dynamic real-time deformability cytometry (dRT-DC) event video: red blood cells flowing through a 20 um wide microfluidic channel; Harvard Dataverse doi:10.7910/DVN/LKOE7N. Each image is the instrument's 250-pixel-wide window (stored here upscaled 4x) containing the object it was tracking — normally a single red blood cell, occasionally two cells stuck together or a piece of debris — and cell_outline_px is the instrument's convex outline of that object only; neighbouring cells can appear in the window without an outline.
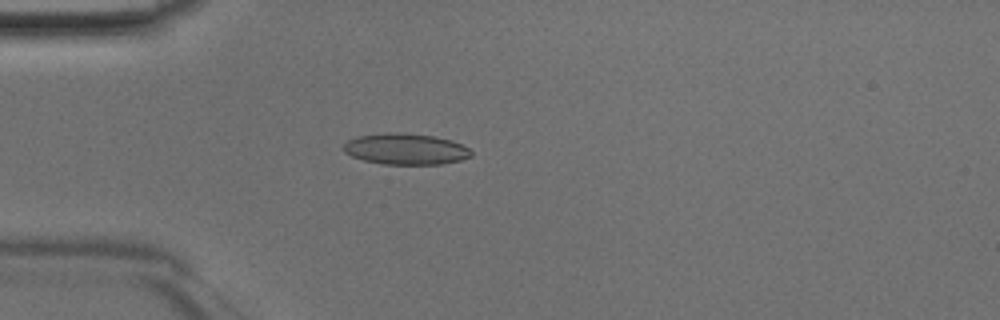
{"species": "Egyptian fruit bat (a non-hibernating species)", "species_latin": "Rousettus aegyptiacus", "temperature_condition": "room temperature", "stored_images_in_passage": 45, "camera_frame_rate_fps": 3000, "um_per_image_px": 0.085, "animal": {"sex": "male"}, "frame": {"image": 1, "passage_image": 12, "time_ms": 3.667, "image_size_px": [1000, 320], "cell_outline_px": [[472, 156], [460, 160], [440, 164], [384, 164], [364, 160], [352, 156], [344, 152], [344, 144], [348, 140], [356, 136], [392, 132], [396, 132], [436, 136], [452, 140], [468, 148], [472, 152]], "centroid_in_image_um": [34.48, 12.66], "position_along_channel_um": 50.5, "area_um2": 23.06}}
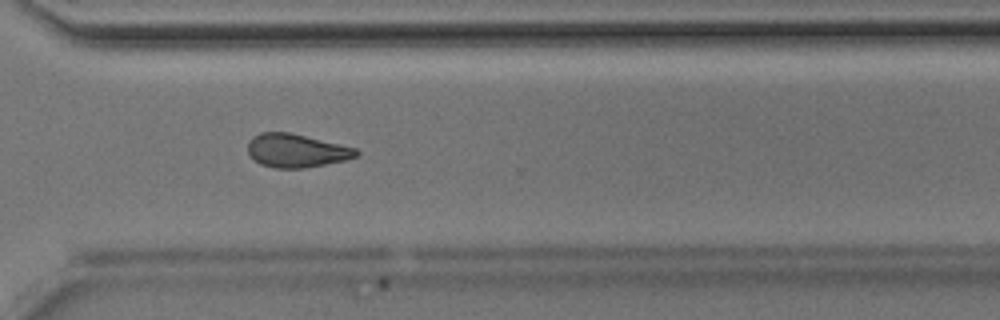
{"frame": {"image": 2, "passage_image": 33, "time_ms": 10.667, "image_size_px": [1000, 320], "cell_outline_px": [[360, 152], [356, 156], [344, 160], [304, 168], [276, 168], [260, 164], [248, 152], [248, 140], [252, 136], [260, 132], [292, 132], [356, 148]], "centroid_in_image_um": [25.17, 12.78], "position_along_channel_um": 345.4, "area_um2": 21.1}}
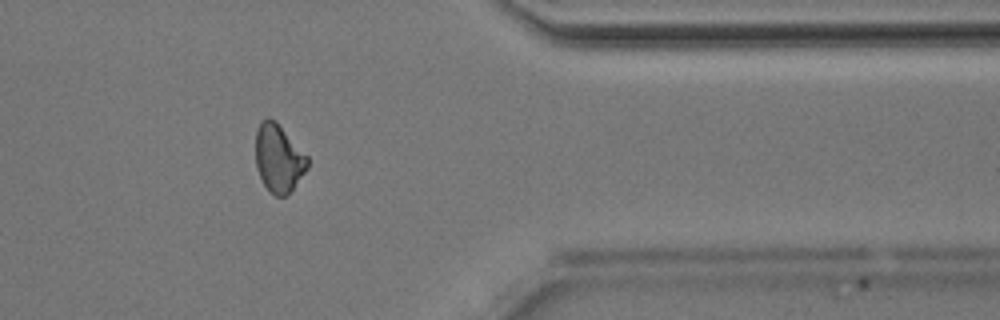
{"frame": {"image": 3, "passage_image": 37, "time_ms": 12.0, "image_size_px": [1000, 320], "cell_outline_px": [[308, 168], [292, 188], [284, 196], [276, 196], [268, 192], [256, 168], [256, 132], [260, 120], [268, 116], [276, 120], [308, 156]], "centroid_in_image_um": [23.67, 13.41], "position_along_channel_um": 387.7, "area_um2": 20.63}}